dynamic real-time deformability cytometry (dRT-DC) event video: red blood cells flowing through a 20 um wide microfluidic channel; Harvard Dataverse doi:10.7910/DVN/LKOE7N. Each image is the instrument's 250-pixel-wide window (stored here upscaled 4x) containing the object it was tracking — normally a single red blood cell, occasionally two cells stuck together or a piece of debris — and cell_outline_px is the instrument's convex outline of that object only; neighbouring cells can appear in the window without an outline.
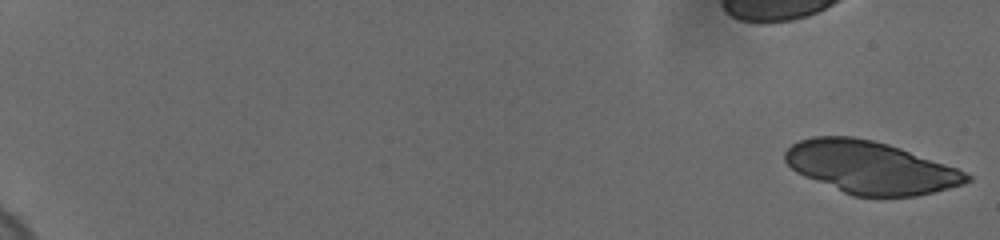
{"species": "human", "species_latin": "Homo sapiens", "temperature_condition": "cold", "stored_images_in_passage": 24, "camera_frame_rate_fps": 3000, "um_per_image_px": 0.085, "donor": {"sex": "female"}, "frame": {"image": 1, "passage_image": 1, "time_ms": 0.0, "image_size_px": [1000, 240], "cell_outline_px": [[972, 180], [948, 188], [916, 196], [852, 196], [804, 176], [796, 172], [784, 160], [784, 152], [792, 144], [800, 140], [812, 136], [852, 136], [872, 140], [888, 144], [900, 148], [956, 168], [972, 176]], "centroid_in_image_um": [73.94, 14.22], "position_along_channel_um": 11.1, "area_um2": 55.03}}